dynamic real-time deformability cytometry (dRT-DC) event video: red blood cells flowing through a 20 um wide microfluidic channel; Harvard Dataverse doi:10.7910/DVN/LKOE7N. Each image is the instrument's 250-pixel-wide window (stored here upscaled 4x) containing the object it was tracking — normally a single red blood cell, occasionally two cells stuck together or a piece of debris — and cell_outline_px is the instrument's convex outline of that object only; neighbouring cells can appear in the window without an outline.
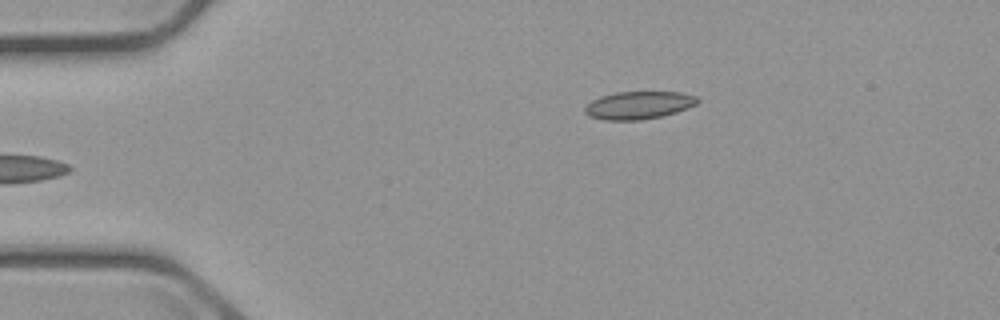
{"species": "common noctule bat (a hibernating species)", "species_latin": "Nyctalus noctula", "temperature_condition": "cold", "stored_images_in_passage": 5, "camera_frame_rate_fps": 3000, "um_per_image_px": 0.085, "animal": {"sex": "male", "body_mass_g": 23.1, "forearm_length_mm": 52.7}, "frame": {"image": 1, "passage_image": 5, "time_ms": 5.0, "image_size_px": [1000, 320], "cell_outline_px": [[700, 100], [696, 104], [688, 108], [676, 112], [660, 116], [640, 120], [604, 120], [588, 116], [584, 112], [584, 108], [592, 100], [600, 96], [616, 92], [680, 92], [696, 96]], "centroid_in_image_um": [54.27, 8.94], "position_along_channel_um": 30.7, "area_um2": 18.21}}